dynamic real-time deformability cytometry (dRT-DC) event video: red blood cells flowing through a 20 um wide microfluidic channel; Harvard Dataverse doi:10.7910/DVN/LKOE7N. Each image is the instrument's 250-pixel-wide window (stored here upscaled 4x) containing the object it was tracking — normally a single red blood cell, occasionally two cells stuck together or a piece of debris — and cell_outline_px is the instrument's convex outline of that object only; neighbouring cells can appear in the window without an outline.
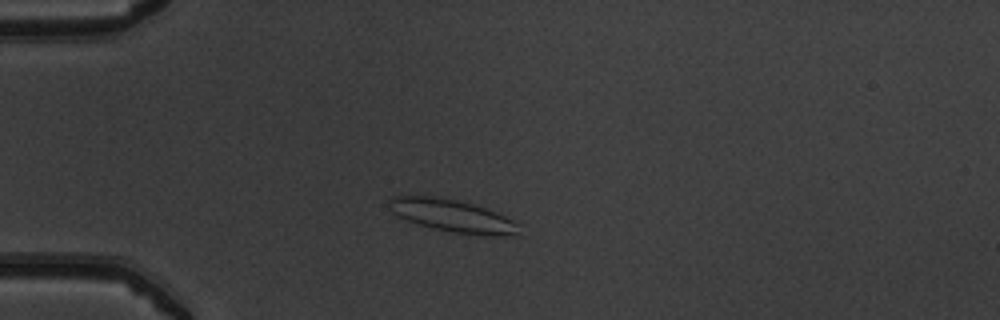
{"species": "common noctule bat (a hibernating species)", "species_latin": "Nyctalus noctula", "temperature_condition": "warm", "stored_images_in_passage": 39, "camera_frame_rate_fps": 3000, "um_per_image_px": 0.085, "animal": {"sex": "male", "body_mass_g": 19.5, "forearm_length_mm": 54.6}, "frame": {"image": 1, "passage_image": 1, "time_ms": 0.0, "image_size_px": [1000, 320], "cell_outline_px": [[520, 236], [488, 236], [452, 232], [432, 228], [408, 220], [392, 212], [388, 204], [388, 200], [392, 196], [440, 196], [472, 204], [496, 212], [520, 224]], "centroid_in_image_um": [38.52, 18.35], "position_along_channel_um": 46.5, "area_um2": 24.68}}
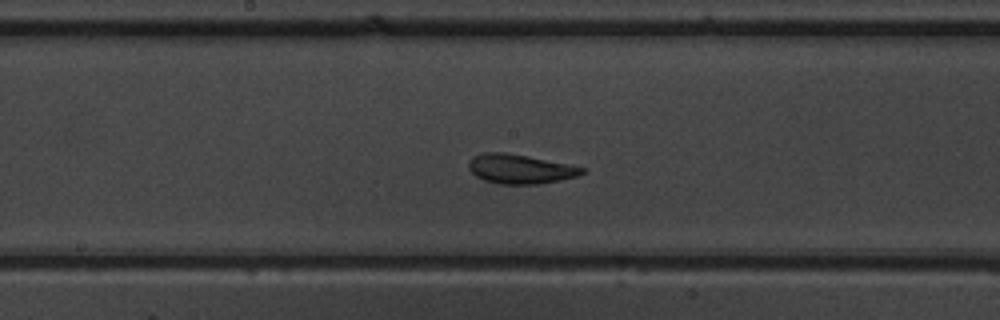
{"frame": {"image": 2, "passage_image": 15, "time_ms": 4.667, "image_size_px": [1000, 320], "cell_outline_px": [[588, 168], [584, 172], [576, 176], [560, 180], [540, 184], [496, 184], [484, 180], [476, 176], [468, 168], [468, 160], [472, 156], [484, 152], [504, 152], [528, 156]], "centroid_in_image_um": [44.18, 14.36], "position_along_channel_um": 204.0, "area_um2": 19.54}}
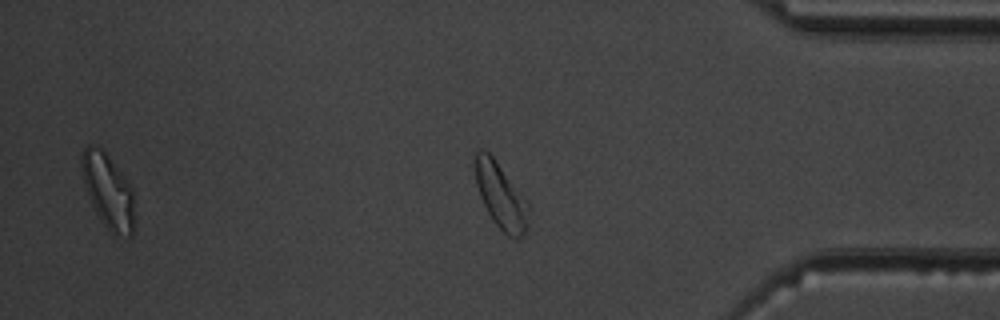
{"frame": {"image": 3, "passage_image": 31, "time_ms": 10.0, "image_size_px": [1000, 320], "cell_outline_px": [[528, 228], [516, 240], [508, 236], [492, 220], [480, 196], [476, 184], [472, 164], [476, 152], [480, 148], [488, 152], [492, 156], [528, 200]], "centroid_in_image_um": [42.55, 16.62], "position_along_channel_um": 392.7, "area_um2": 20.63}, "authors_computed_cell_mechanics": {"area_um2": 19.7676, "velocity_mm_per_s": 3.8934, "shape_relaxation_time_tau1_ms": 2.6485, "shape_relaxation_time_tau2_ms": 1.4523, "deformation_change_tau1": 0.0975, "deformation_change_tau2": 0.0762}}